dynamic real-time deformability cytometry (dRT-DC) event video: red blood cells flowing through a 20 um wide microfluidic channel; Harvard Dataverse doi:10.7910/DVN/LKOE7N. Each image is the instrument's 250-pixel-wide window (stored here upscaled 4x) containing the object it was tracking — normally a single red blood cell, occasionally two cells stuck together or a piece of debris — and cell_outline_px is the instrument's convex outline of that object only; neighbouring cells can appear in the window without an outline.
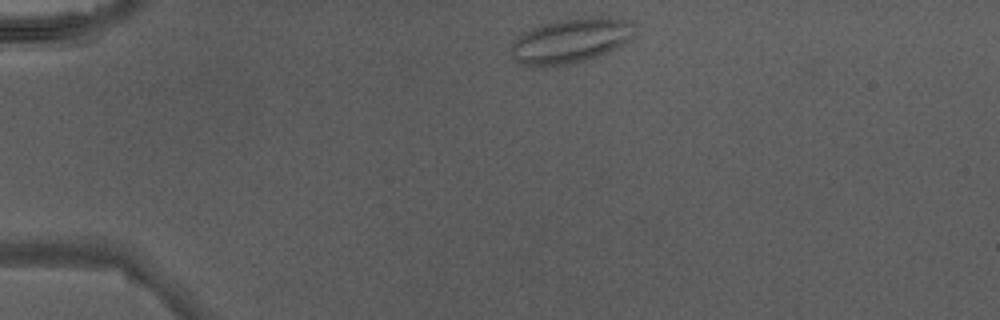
{"species": "Egyptian fruit bat (a non-hibernating species)", "species_latin": "Rousettus aegyptiacus", "temperature_condition": "warm", "stored_images_in_passage": 37, "camera_frame_rate_fps": 3000, "um_per_image_px": 0.085, "animal": {"sex": "male"}, "frame": {"image": 1, "passage_image": 1, "time_ms": 0.0, "image_size_px": [1000, 320], "cell_outline_px": [[636, 36], [632, 40], [608, 52], [572, 64], [532, 68], [516, 64], [508, 48], [516, 36], [532, 28], [556, 20], [592, 16], [596, 16], [632, 20], [636, 24]], "centroid_in_image_um": [48.5, 3.47], "position_along_channel_um": 36.5, "area_um2": 33.35}}
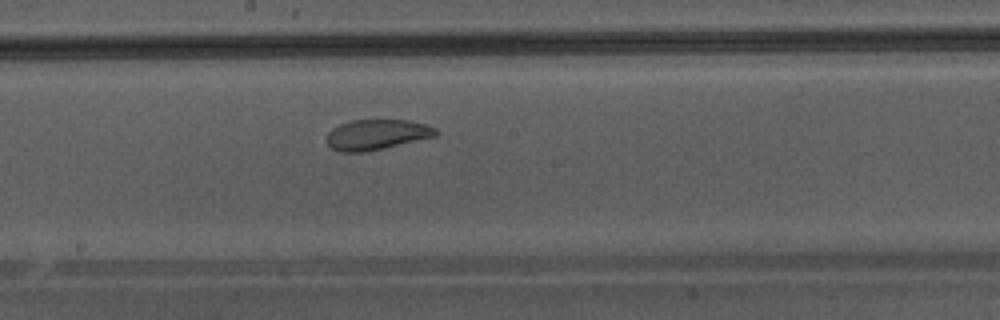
{"frame": {"image": 2, "passage_image": 17, "time_ms": 5.333, "image_size_px": [1000, 320], "cell_outline_px": [[440, 132], [436, 136], [384, 148], [364, 152], [340, 152], [332, 148], [328, 144], [328, 132], [332, 128], [340, 124], [352, 120], [408, 120], [424, 124], [436, 128]], "centroid_in_image_um": [32.03, 11.44], "position_along_channel_um": 216.2, "area_um2": 19.19}}
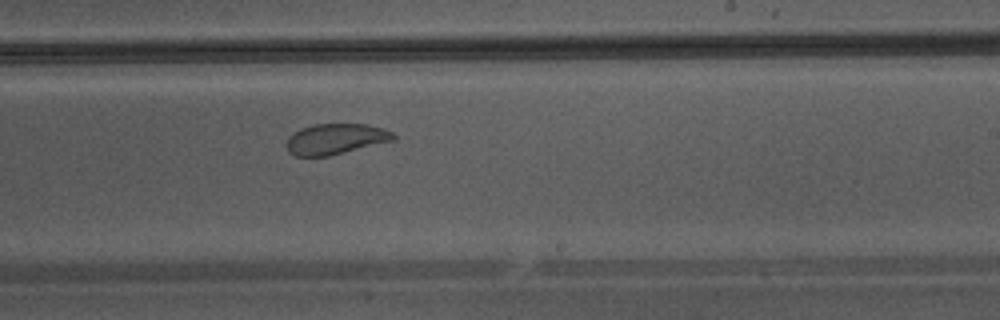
{"frame": {"image": 3, "passage_image": 20, "time_ms": 6.333, "image_size_px": [1000, 320], "cell_outline_px": [[396, 140], [328, 156], [296, 156], [288, 152], [288, 136], [300, 128], [312, 124], [368, 124], [384, 128], [392, 132], [396, 136]], "centroid_in_image_um": [28.55, 11.8], "position_along_channel_um": 260.4, "area_um2": 19.19}}